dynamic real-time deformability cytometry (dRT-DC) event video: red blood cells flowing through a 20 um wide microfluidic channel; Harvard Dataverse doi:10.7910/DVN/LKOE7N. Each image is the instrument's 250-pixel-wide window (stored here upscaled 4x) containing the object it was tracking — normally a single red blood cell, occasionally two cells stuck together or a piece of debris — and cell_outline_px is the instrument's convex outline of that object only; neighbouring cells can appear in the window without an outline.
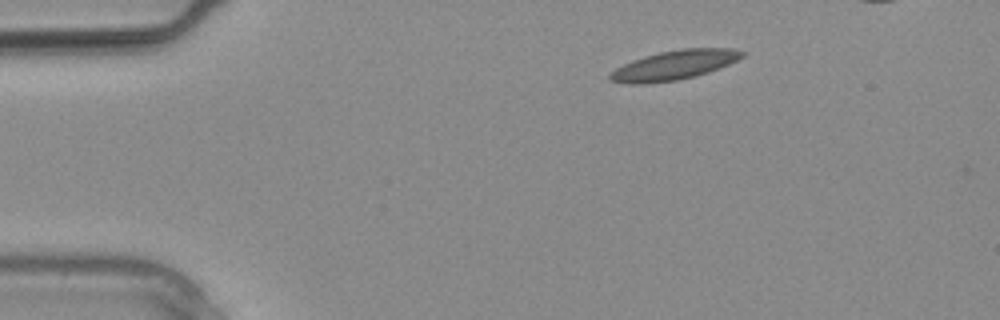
{"species": "common noctule bat (a hibernating species)", "species_latin": "Nyctalus noctula", "temperature_condition": "warm", "stored_images_in_passage": 3, "camera_frame_rate_fps": 3000, "um_per_image_px": 0.085, "animal": {"sex": "male", "body_mass_g": 20.4}, "frame": {"image": 1, "passage_image": 3, "time_ms": 0.667, "image_size_px": [1000, 320], "cell_outline_px": [[748, 52], [744, 56], [720, 68], [708, 72], [676, 80], [648, 84], [628, 84], [612, 80], [608, 76], [616, 68], [632, 60], [644, 56], [660, 52], [680, 48], [732, 48]], "centroid_in_image_um": [57.33, 5.52], "position_along_channel_um": 27.7, "area_um2": 22.54}}